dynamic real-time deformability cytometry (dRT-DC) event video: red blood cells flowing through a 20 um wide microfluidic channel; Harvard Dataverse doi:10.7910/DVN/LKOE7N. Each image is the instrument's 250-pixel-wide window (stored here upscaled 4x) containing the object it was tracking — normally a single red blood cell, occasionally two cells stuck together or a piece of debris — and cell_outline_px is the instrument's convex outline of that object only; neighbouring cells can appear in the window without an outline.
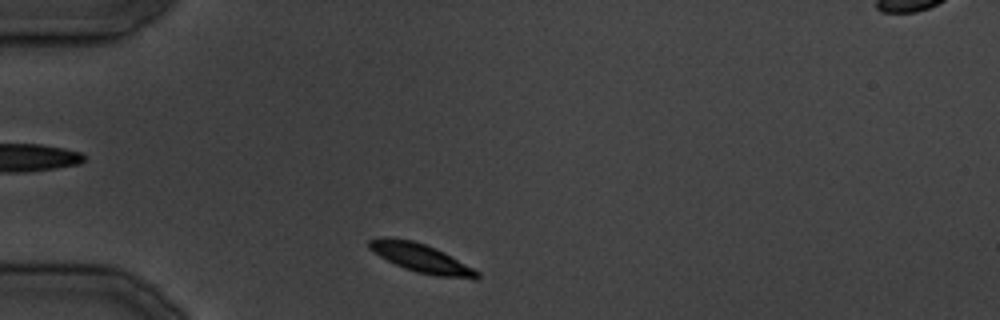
{"species": "common noctule bat (a hibernating species)", "species_latin": "Nyctalus noctula", "temperature_condition": "cold", "stored_images_in_passage": 5, "camera_frame_rate_fps": 3000, "um_per_image_px": 0.085, "animal": {"sex": "male", "body_mass_g": 19.5, "forearm_length_mm": 54.6}, "frame": {"image": 1, "passage_image": 1, "time_ms": 0.0, "image_size_px": [1000, 320], "cell_outline_px": [[480, 276], [476, 280], [436, 276], [416, 272], [404, 268], [380, 256], [368, 248], [368, 240], [380, 236], [384, 236], [412, 240], [436, 248], [444, 252], [480, 272]], "centroid_in_image_um": [35.8, 21.94], "position_along_channel_um": 49.2, "area_um2": 18.15}}